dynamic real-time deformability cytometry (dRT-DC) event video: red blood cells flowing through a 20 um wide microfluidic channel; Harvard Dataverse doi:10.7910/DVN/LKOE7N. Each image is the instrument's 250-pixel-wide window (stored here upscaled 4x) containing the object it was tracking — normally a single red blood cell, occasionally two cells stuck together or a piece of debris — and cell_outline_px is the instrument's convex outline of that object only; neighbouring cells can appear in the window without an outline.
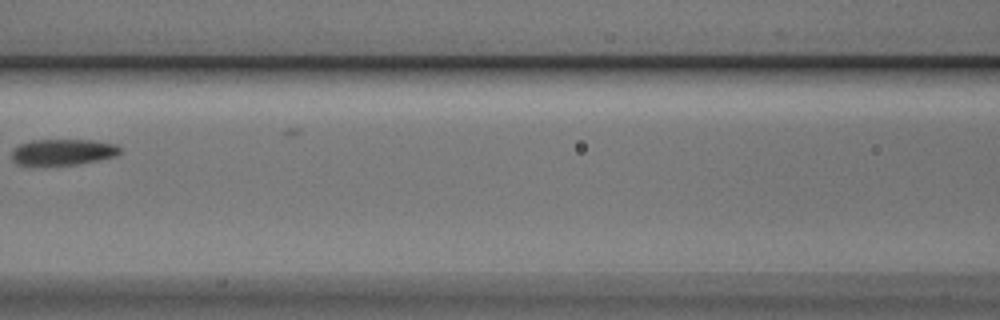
{"species": "Egyptian fruit bat (a non-hibernating species)", "species_latin": "Rousettus aegyptiacus", "temperature_condition": "cold", "stored_images_in_passage": 3, "camera_frame_rate_fps": 3000, "um_per_image_px": 0.085, "animal": {"sex": "male"}, "frame": {"image": 1, "passage_image": 3, "time_ms": 0.667, "image_size_px": [1000, 320], "cell_outline_px": [[120, 152], [116, 156], [76, 164], [32, 168], [16, 164], [12, 160], [12, 148], [20, 144], [32, 140], [92, 140], [116, 144], [120, 148]], "centroid_in_image_um": [5.24, 12.96], "position_along_channel_um": 161.4, "area_um2": 17.05}}